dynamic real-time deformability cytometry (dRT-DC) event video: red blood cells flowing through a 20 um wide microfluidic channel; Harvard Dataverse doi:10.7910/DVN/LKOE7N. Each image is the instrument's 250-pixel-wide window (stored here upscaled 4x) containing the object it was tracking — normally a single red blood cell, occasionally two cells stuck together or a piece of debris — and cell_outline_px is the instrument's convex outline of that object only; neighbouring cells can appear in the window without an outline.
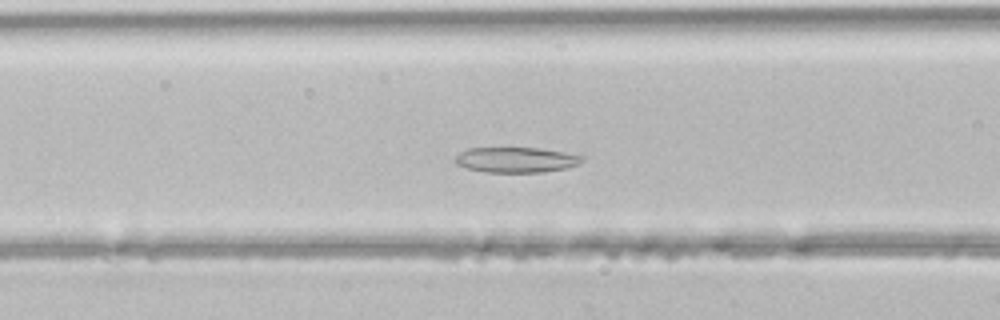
{"species": "common noctule bat (a hibernating species)", "species_latin": "Nyctalus noctula", "temperature_condition": "room temperature", "stored_images_in_passage": 47, "camera_frame_rate_fps": 3000, "um_per_image_px": 0.085, "animal": {"sex": "male", "body_mass_g": 21.5, "forearm_length_mm": 52.0}, "frame": {"image": 1, "passage_image": 17, "time_ms": 5.333, "image_size_px": [1000, 320], "cell_outline_px": [[584, 160], [580, 164], [564, 168], [544, 172], [484, 172], [468, 168], [456, 164], [456, 156], [460, 152], [468, 148], [536, 148], [564, 152], [584, 156]], "centroid_in_image_um": [43.89, 13.58], "position_along_channel_um": 122.7, "area_um2": 18.61}}
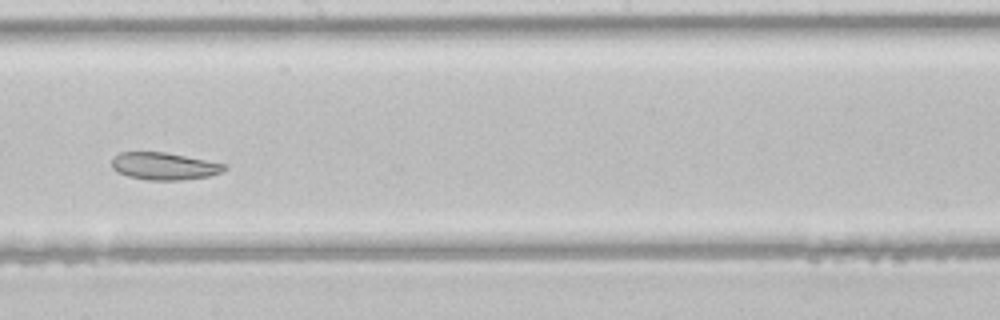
{"frame": {"image": 2, "passage_image": 25, "time_ms": 8.0, "image_size_px": [1000, 320], "cell_outline_px": [[228, 168], [224, 172], [208, 176], [184, 180], [148, 180], [128, 176], [112, 168], [112, 156], [120, 152], [164, 152], [228, 164]], "centroid_in_image_um": [13.99, 14.12], "position_along_channel_um": 234.2, "area_um2": 18.03}}
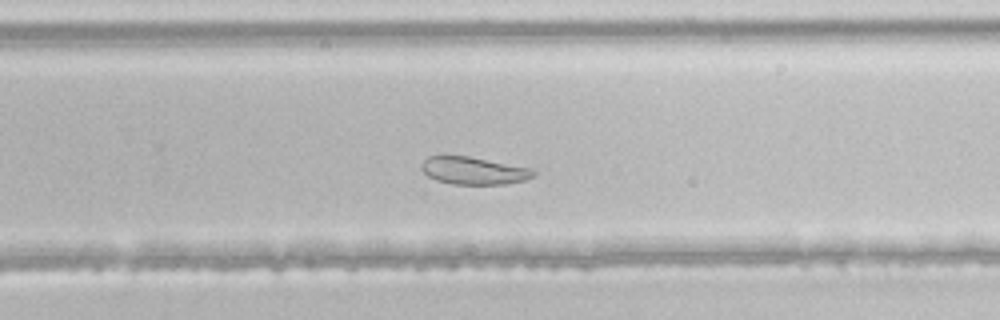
{"frame": {"image": 3, "passage_image": 29, "time_ms": 9.333, "image_size_px": [1000, 320], "cell_outline_px": [[536, 172], [532, 176], [524, 180], [504, 184], [452, 184], [436, 180], [428, 176], [420, 168], [420, 164], [428, 156], [468, 156], [532, 168]], "centroid_in_image_um": [40.23, 14.5], "position_along_channel_um": 289.6, "area_um2": 17.86}}